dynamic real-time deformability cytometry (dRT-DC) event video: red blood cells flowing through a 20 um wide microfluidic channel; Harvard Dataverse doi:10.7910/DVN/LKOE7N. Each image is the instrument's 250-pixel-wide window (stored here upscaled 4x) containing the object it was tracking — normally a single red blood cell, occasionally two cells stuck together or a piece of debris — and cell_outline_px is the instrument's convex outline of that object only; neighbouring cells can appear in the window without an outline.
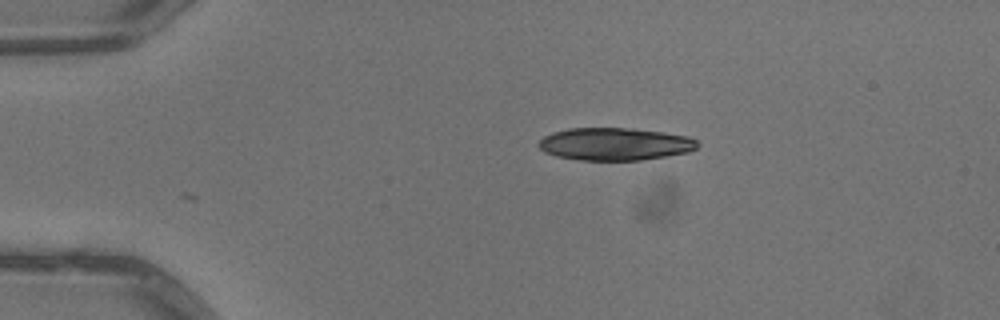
{"species": "common noctule bat (a hibernating species)", "species_latin": "Nyctalus noctula", "temperature_condition": "warm", "stored_images_in_passage": 2, "camera_frame_rate_fps": 3000, "um_per_image_px": 0.085, "animal": {"sex": "male", "body_mass_g": 13.3}, "frame": {"image": 1, "passage_image": 1, "time_ms": 0.0, "image_size_px": [1000, 320], "cell_outline_px": [[700, 144], [696, 148], [688, 152], [668, 156], [640, 160], [580, 160], [556, 156], [544, 152], [536, 144], [544, 136], [552, 132], [568, 128], [632, 128], [688, 136], [696, 140]], "centroid_in_image_um": [52.24, 12.24], "position_along_channel_um": 32.8, "area_um2": 30.23}}